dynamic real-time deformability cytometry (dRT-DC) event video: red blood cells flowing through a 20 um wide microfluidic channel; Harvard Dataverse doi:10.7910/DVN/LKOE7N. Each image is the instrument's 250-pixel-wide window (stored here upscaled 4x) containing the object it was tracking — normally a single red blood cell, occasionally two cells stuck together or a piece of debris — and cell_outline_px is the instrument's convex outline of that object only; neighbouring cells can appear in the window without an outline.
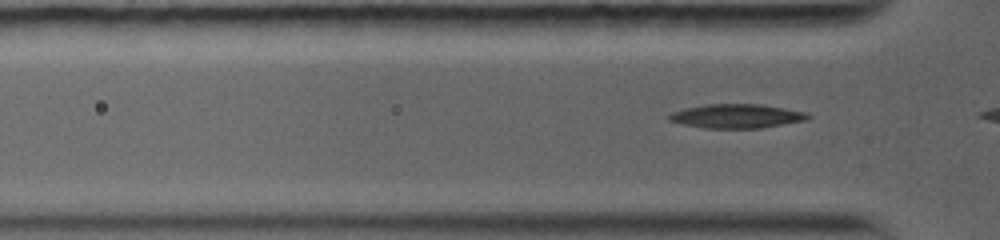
{"species": "common noctule bat (a hibernating species)", "species_latin": "Nyctalus noctula", "temperature_condition": "warm", "stored_images_in_passage": 9, "camera_frame_rate_fps": 5000, "um_per_image_px": 0.085, "animal": {"sex": "female", "body_mass_g": 19.0, "forearm_length_mm": 56.7}, "frame": {"image": 1, "passage_image": 5, "time_ms": 0.8, "image_size_px": [1000, 240], "cell_outline_px": [[812, 116], [808, 120], [760, 128], [704, 128], [684, 124], [668, 120], [668, 116], [672, 112], [684, 108], [704, 104], [760, 104], [784, 108], [804, 112]], "centroid_in_image_um": [62.61, 9.86], "position_along_channel_um": 63.2, "area_um2": 19.42}}